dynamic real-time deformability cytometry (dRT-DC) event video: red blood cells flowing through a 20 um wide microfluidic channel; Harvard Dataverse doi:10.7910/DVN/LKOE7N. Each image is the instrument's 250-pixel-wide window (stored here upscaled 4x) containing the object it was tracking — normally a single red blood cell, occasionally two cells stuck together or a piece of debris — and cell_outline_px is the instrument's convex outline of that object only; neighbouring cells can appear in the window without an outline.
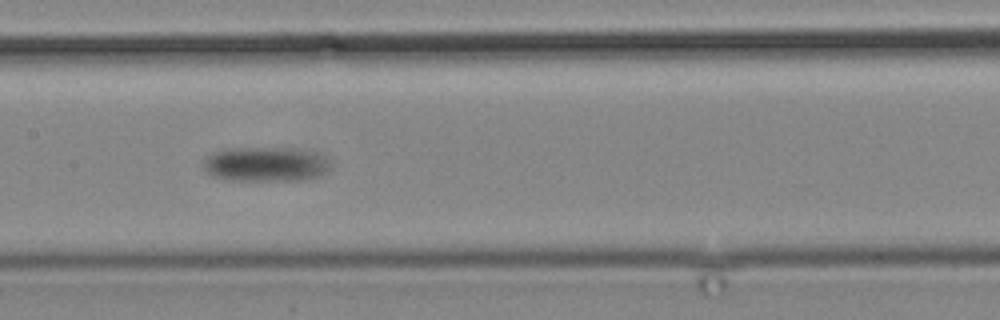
{"species": "common noctule bat (a hibernating species)", "species_latin": "Nyctalus noctula", "temperature_condition": "cold", "stored_images_in_passage": 14, "camera_frame_rate_fps": 3000, "um_per_image_px": 0.085, "animal": {"sex": "male", "body_mass_g": 19.2, "forearm_length_mm": 51.8}, "frame": {"image": 1, "passage_image": 11, "time_ms": 13.0, "image_size_px": [1000, 320], "cell_outline_px": [[332, 164], [324, 172], [316, 176], [300, 180], [228, 180], [212, 176], [204, 168], [204, 160], [212, 152], [224, 148], [272, 148], [316, 152], [324, 156]], "centroid_in_image_um": [22.53, 13.96], "position_along_channel_um": 184.9, "area_um2": 25.32}}
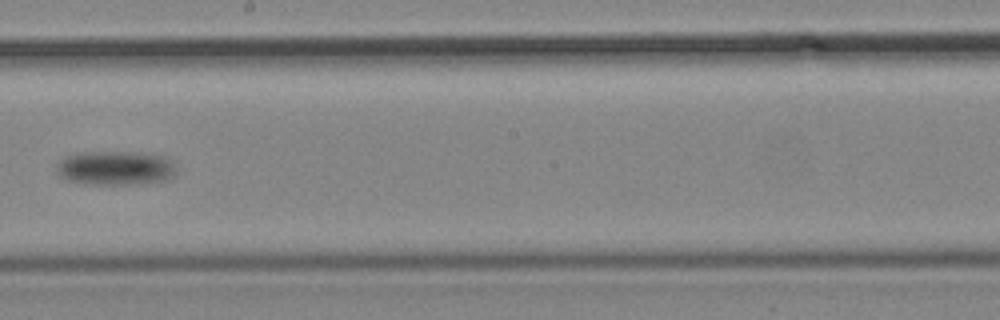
{"frame": {"image": 2, "passage_image": 12, "time_ms": 15.0, "image_size_px": [1000, 320], "cell_outline_px": [[176, 172], [172, 176], [164, 180], [140, 184], [84, 184], [64, 180], [56, 172], [56, 164], [64, 156], [76, 152], [132, 152], [168, 156], [172, 160], [176, 168]], "centroid_in_image_um": [9.77, 14.28], "position_along_channel_um": 238.4, "area_um2": 24.33}}
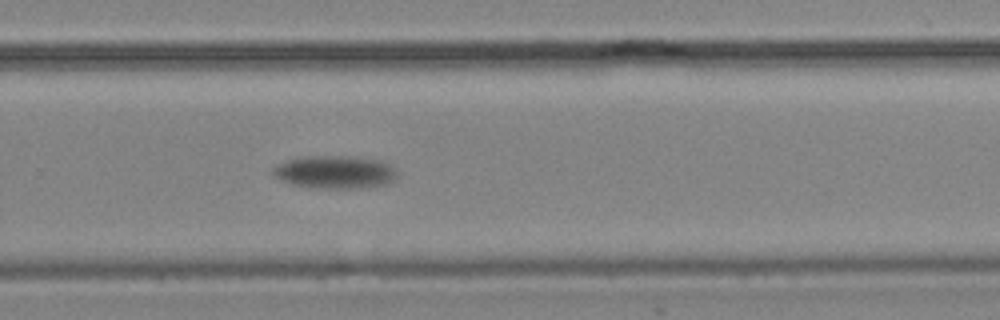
{"frame": {"image": 3, "passage_image": 14, "time_ms": 17.333, "image_size_px": [1000, 320], "cell_outline_px": [[400, 172], [388, 184], [360, 188], [324, 188], [292, 184], [276, 176], [272, 172], [272, 168], [276, 164], [288, 160], [304, 156], [356, 156], [384, 160], [396, 168]], "centroid_in_image_um": [28.56, 14.6], "position_along_channel_um": 301.2, "area_um2": 23.99}}